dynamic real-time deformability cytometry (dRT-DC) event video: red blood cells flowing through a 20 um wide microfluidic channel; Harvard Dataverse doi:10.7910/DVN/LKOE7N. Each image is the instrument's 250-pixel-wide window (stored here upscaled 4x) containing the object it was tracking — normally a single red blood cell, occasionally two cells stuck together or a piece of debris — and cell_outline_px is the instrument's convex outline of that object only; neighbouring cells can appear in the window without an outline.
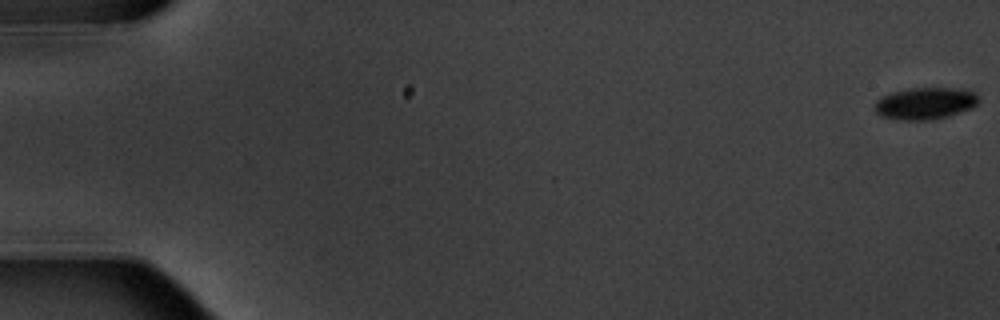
{"species": "common noctule bat (a hibernating species)", "species_latin": "Nyctalus noctula", "temperature_condition": "warm", "stored_images_in_passage": 7, "segment_of_instrument_passage": [2, 2], "camera_frame_rate_fps": 3000, "um_per_image_px": 0.085, "animal": {"sex": "male", "body_mass_g": 20.1, "forearm_length_mm": 53.5}, "frame": {"image": 1, "passage_image": 7, "time_ms": 7.0, "image_size_px": [1000, 320], "cell_outline_px": [[980, 100], [972, 108], [936, 120], [900, 120], [880, 116], [876, 112], [876, 100], [880, 96], [892, 92], [912, 88], [952, 88], [976, 92]], "centroid_in_image_um": [78.64, 8.79], "position_along_channel_um": 6.4, "area_um2": 19.42}}